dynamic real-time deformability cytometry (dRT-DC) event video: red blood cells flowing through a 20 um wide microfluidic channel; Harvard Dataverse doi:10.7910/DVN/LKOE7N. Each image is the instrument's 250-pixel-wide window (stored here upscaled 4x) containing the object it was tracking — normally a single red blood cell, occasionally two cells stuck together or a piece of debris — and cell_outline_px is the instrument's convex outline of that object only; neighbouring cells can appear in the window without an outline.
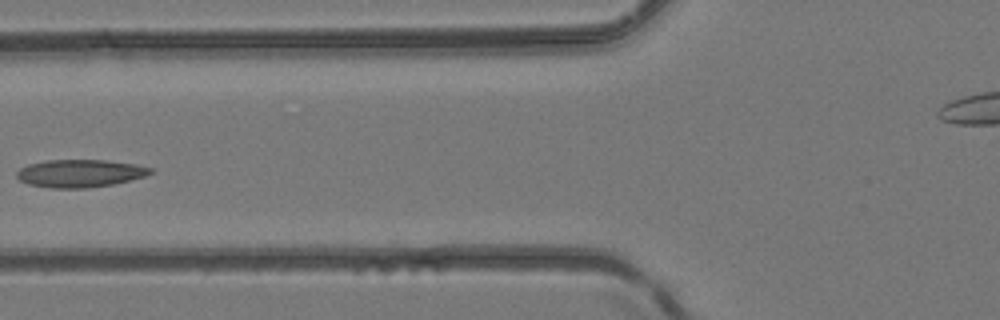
{"species": "common noctule bat (a hibernating species)", "species_latin": "Nyctalus noctula", "temperature_condition": "room temperature", "stored_images_in_passage": 4, "camera_frame_rate_fps": 3000, "um_per_image_px": 0.085, "animal": {"sex": "female", "body_mass_g": 24.6, "forearm_length_mm": 56.2}, "frame": {"image": 1, "passage_image": 4, "time_ms": 1.0, "image_size_px": [1000, 320], "cell_outline_px": [[156, 168], [152, 172], [144, 176], [112, 184], [84, 188], [48, 188], [28, 184], [20, 180], [16, 176], [16, 172], [20, 168], [28, 164], [48, 160], [108, 160], [136, 164]], "centroid_in_image_um": [6.79, 14.72], "position_along_channel_um": 119.0, "area_um2": 21.62}}